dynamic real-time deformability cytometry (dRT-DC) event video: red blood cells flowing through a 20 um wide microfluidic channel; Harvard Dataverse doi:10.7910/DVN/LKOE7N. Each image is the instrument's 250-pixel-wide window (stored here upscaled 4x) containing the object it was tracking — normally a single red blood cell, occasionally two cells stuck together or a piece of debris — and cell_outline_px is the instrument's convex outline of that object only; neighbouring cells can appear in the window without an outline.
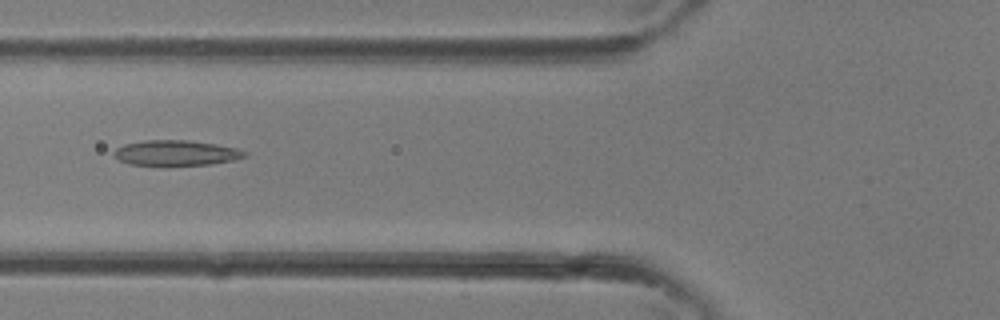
{"species": "common noctule bat (a hibernating species)", "species_latin": "Nyctalus noctula", "temperature_condition": "room temperature", "stored_images_in_passage": 35, "camera_frame_rate_fps": 3000, "um_per_image_px": 0.085, "animal": {"sex": "female"}, "frame": {"image": 1, "passage_image": 13, "time_ms": 4.0, "image_size_px": [1000, 320], "cell_outline_px": [[248, 152], [244, 156], [232, 160], [208, 164], [164, 168], [128, 164], [112, 156], [112, 152], [116, 148], [124, 144], [144, 140], [188, 140], [216, 144], [236, 148]], "centroid_in_image_um": [14.86, 13.03], "position_along_channel_um": 110.9, "area_um2": 20.06}}
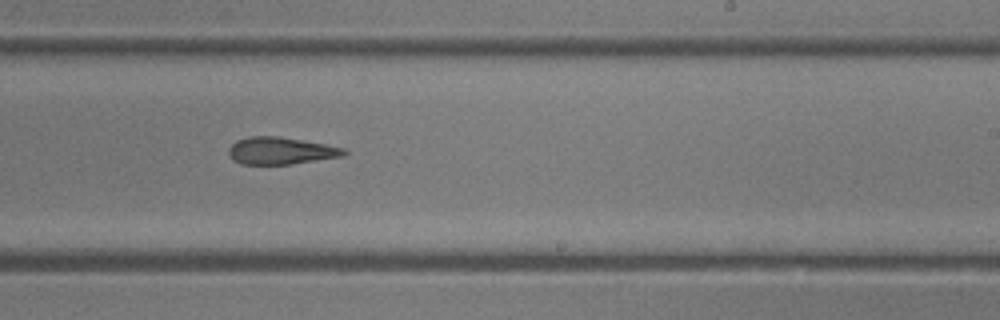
{"frame": {"image": 2, "passage_image": 21, "time_ms": 6.667, "image_size_px": [1000, 320], "cell_outline_px": [[348, 152], [344, 156], [292, 164], [240, 164], [232, 160], [228, 152], [228, 148], [236, 140], [248, 136], [280, 136], [324, 144], [344, 148]], "centroid_in_image_um": [23.84, 12.81], "position_along_channel_um": 265.2, "area_um2": 18.38}}
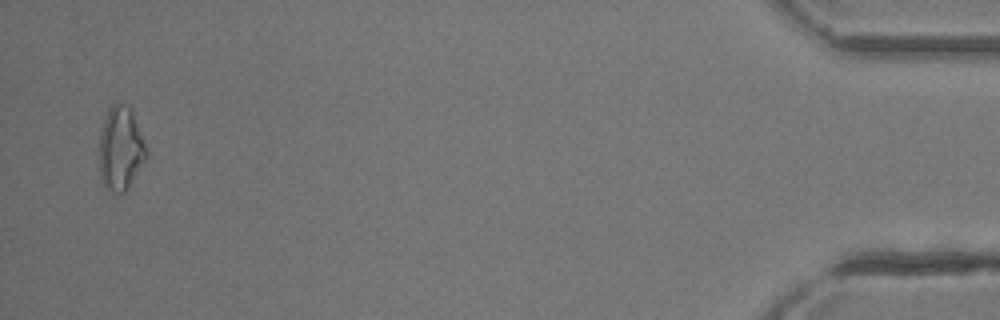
{"frame": {"image": 3, "passage_image": 34, "time_ms": 11.0, "image_size_px": [1000, 320], "cell_outline_px": [[148, 156], [128, 188], [124, 192], [112, 192], [104, 188], [100, 176], [100, 136], [104, 120], [108, 108], [116, 100], [124, 104], [132, 112], [148, 152]], "centroid_in_image_um": [10.25, 12.64], "position_along_channel_um": 425.0, "area_um2": 22.83}}